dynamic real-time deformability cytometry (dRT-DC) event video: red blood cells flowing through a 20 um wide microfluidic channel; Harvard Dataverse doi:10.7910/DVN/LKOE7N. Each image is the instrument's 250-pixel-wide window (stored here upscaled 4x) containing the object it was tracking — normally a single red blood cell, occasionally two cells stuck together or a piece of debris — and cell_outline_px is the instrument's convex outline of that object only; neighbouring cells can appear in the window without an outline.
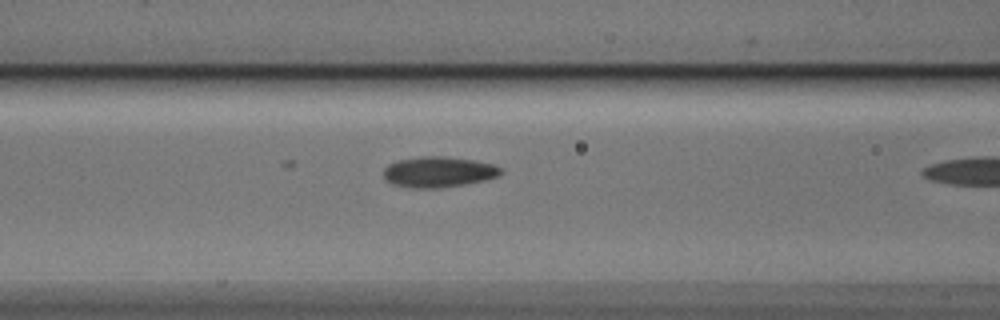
{"species": "Egyptian fruit bat (a non-hibernating species)", "species_latin": "Rousettus aegyptiacus", "temperature_condition": "cold", "stored_images_in_passage": 5, "camera_frame_rate_fps": 3000, "um_per_image_px": 0.085, "animal": {"sex": "male"}, "frame": {"image": 1, "passage_image": 5, "time_ms": 1.333, "image_size_px": [1000, 320], "cell_outline_px": [[504, 172], [500, 176], [488, 180], [468, 184], [440, 188], [408, 188], [392, 184], [384, 176], [384, 168], [388, 164], [400, 160], [420, 156], [444, 156], [476, 160], [492, 164], [504, 168]], "centroid_in_image_um": [37.35, 14.62], "position_along_channel_um": 129.2, "area_um2": 21.39}}